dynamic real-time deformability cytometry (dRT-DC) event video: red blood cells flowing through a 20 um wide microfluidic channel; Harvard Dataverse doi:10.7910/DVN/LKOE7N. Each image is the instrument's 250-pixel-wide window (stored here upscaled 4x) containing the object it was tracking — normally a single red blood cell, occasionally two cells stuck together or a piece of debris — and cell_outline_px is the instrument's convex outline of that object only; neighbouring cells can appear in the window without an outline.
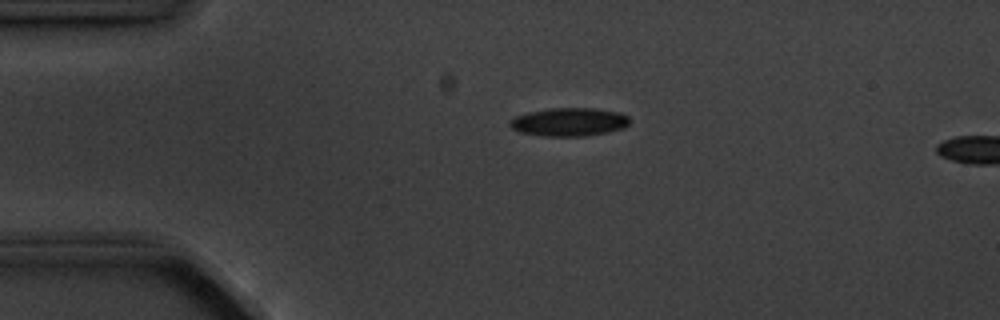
{"species": "common noctule bat (a hibernating species)", "species_latin": "Nyctalus noctula", "temperature_condition": "cold", "stored_images_in_passage": 4, "camera_frame_rate_fps": 3000, "um_per_image_px": 0.085, "animal": {"sex": "male", "body_mass_g": 20.1, "forearm_length_mm": 53.5}, "frame": {"image": 1, "passage_image": 2, "time_ms": 1.333, "image_size_px": [1000, 320], "cell_outline_px": [[628, 124], [624, 128], [608, 132], [584, 136], [544, 136], [520, 132], [512, 128], [508, 124], [508, 120], [516, 116], [528, 112], [548, 108], [596, 108], [620, 112], [628, 116]], "centroid_in_image_um": [48.36, 10.36], "position_along_channel_um": 36.6, "area_um2": 19.88}}